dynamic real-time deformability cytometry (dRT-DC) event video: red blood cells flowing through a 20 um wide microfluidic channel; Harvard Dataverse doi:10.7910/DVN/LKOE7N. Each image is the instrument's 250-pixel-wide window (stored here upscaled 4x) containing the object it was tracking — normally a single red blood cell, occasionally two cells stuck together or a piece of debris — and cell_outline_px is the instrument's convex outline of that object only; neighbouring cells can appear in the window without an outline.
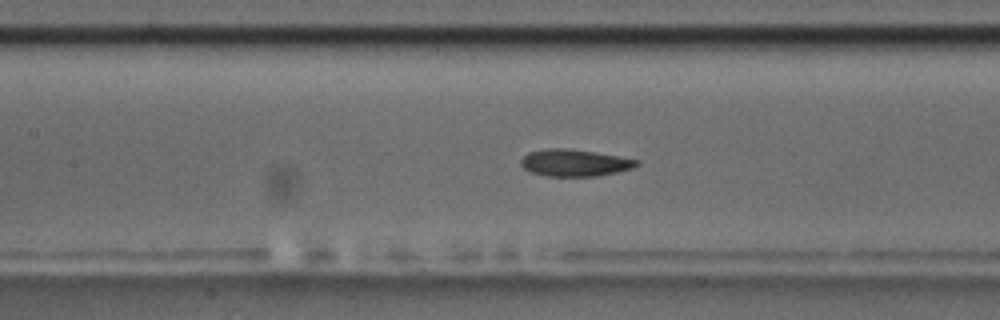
{"species": "common noctule bat (a hibernating species)", "species_latin": "Nyctalus noctula", "temperature_condition": "room temperature", "stored_images_in_passage": 55, "camera_frame_rate_fps": 3000, "um_per_image_px": 0.085, "animal": {"sex": "male", "body_mass_g": 17.5, "forearm_length_mm": 52.3}, "frame": {"image": 1, "passage_image": 24, "time_ms": 7.667, "image_size_px": [1000, 320], "cell_outline_px": [[640, 164], [632, 168], [616, 172], [596, 176], [544, 176], [528, 172], [520, 164], [520, 160], [528, 152], [544, 148], [568, 148], [620, 156], [640, 160]], "centroid_in_image_um": [48.81, 13.83], "position_along_channel_um": 158.6, "area_um2": 18.38}}
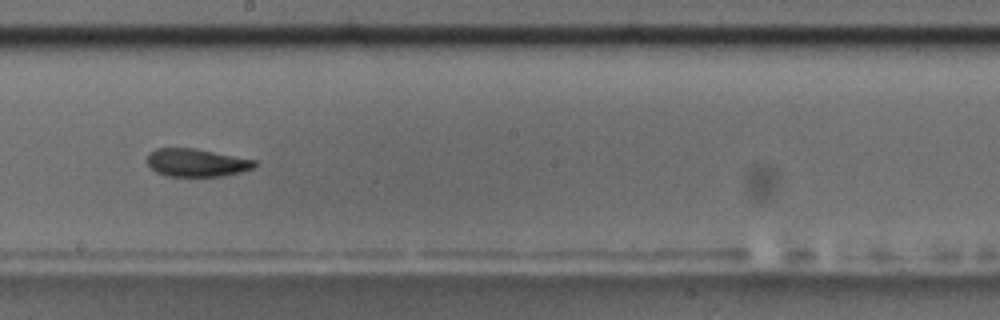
{"frame": {"image": 2, "passage_image": 30, "time_ms": 9.667, "image_size_px": [1000, 320], "cell_outline_px": [[256, 164], [252, 168], [240, 172], [220, 176], [168, 176], [156, 172], [148, 164], [148, 152], [156, 148], [196, 148], [256, 160]], "centroid_in_image_um": [16.69, 13.81], "position_along_channel_um": 231.5, "area_um2": 17.4}}
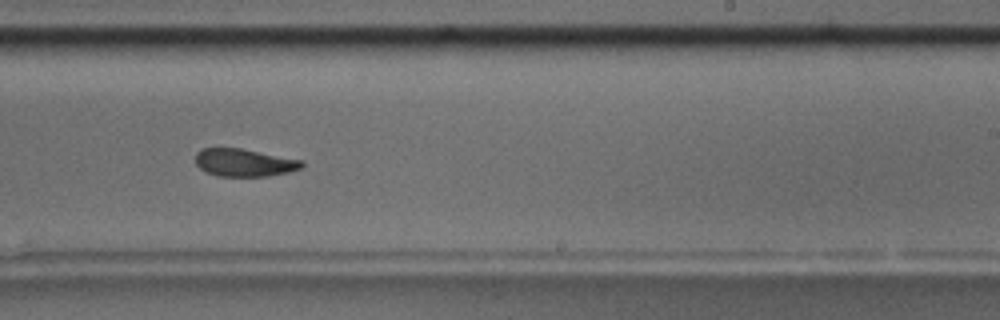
{"frame": {"image": 3, "passage_image": 33, "time_ms": 10.667, "image_size_px": [1000, 320], "cell_outline_px": [[304, 164], [300, 168], [288, 172], [268, 176], [216, 176], [204, 172], [196, 164], [196, 152], [200, 148], [240, 148], [304, 160]], "centroid_in_image_um": [20.74, 13.82], "position_along_channel_um": 268.3, "area_um2": 17.28}, "authors_computed_cell_mechanics": {"area_um2": 17.918, "velocity_mm_per_s": 3.6797, "shape_relaxation_time_tau1_ms": 4.379, "shape_relaxation_time_tau2_ms": 2.5478, "deformation_change_tau1": 0.1228, "deformation_change_tau2": 0.0842}}